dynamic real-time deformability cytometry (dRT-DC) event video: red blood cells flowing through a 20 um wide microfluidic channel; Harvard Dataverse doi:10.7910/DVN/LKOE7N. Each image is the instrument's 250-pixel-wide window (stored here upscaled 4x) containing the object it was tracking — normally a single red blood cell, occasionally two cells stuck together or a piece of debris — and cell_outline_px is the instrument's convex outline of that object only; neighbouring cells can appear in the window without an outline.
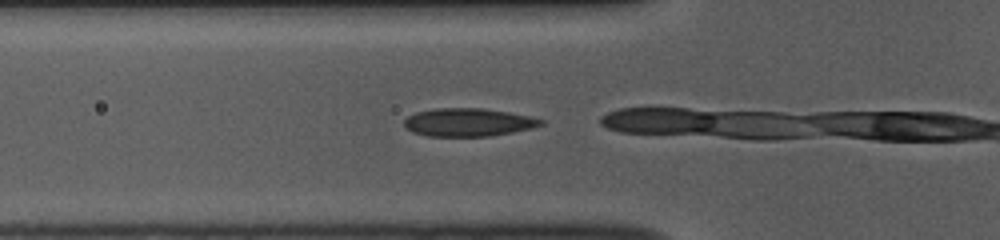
{"species": "common noctule bat (a hibernating species)", "species_latin": "Nyctalus noctula", "temperature_condition": "room temperature", "stored_images_in_passage": 4, "camera_frame_rate_fps": 3000, "um_per_image_px": 0.085, "animal": {"sex": "female", "body_mass_g": 10.0, "forearm_length_mm": 53.1}, "frame": {"image": 1, "passage_image": 2, "time_ms": 0.333, "image_size_px": [1000, 240], "cell_outline_px": [[544, 124], [532, 128], [512, 132], [488, 136], [428, 136], [412, 132], [404, 124], [404, 120], [408, 116], [416, 112], [436, 108], [480, 108], [508, 112], [528, 116], [544, 120]], "centroid_in_image_um": [39.79, 10.39], "position_along_channel_um": 86.0, "area_um2": 22.2}}